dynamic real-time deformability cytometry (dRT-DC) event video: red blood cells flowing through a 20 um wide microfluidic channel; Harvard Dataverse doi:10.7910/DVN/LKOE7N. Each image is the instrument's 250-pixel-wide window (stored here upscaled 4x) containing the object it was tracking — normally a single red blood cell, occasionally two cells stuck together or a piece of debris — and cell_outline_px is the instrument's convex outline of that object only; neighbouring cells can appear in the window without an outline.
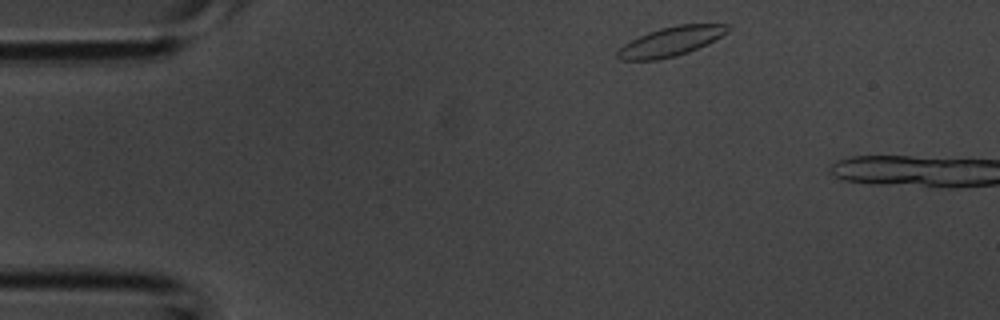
{"species": "common noctule bat (a hibernating species)", "species_latin": "Nyctalus noctula", "temperature_condition": "room temperature", "stored_images_in_passage": 4, "camera_frame_rate_fps": 3000, "um_per_image_px": 0.085, "animal": {"sex": "male", "body_mass_g": 20.1, "forearm_length_mm": 53.5}, "frame": {"image": 1, "passage_image": 4, "time_ms": 1.0, "image_size_px": [1000, 320], "cell_outline_px": [[732, 28], [728, 32], [688, 52], [676, 56], [656, 60], [620, 60], [616, 56], [616, 52], [624, 44], [648, 32], [660, 28], [676, 24], [732, 24]], "centroid_in_image_um": [57.02, 3.51], "position_along_channel_um": 28.0, "area_um2": 18.67}}